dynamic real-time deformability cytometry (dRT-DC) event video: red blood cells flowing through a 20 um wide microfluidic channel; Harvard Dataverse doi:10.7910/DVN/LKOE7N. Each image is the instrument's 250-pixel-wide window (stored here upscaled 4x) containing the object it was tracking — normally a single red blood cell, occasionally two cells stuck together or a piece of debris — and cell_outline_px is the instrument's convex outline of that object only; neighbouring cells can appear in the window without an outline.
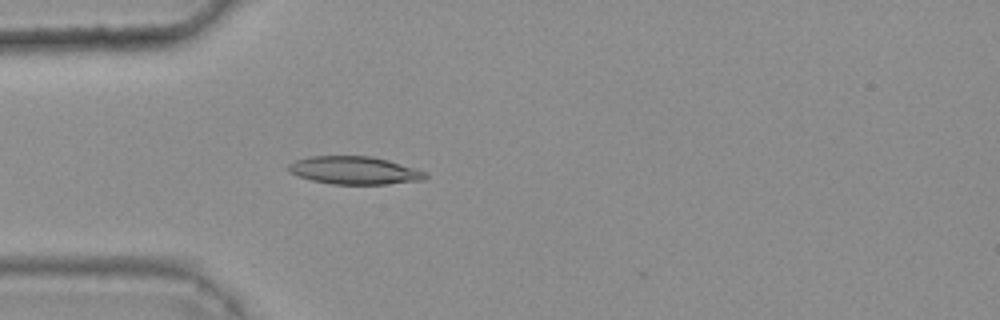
{"species": "common noctule bat (a hibernating species)", "species_latin": "Nyctalus noctula", "temperature_condition": "warm", "stored_images_in_passage": 17, "camera_frame_rate_fps": 3000, "um_per_image_px": 0.085, "animal": {"sex": "female", "body_mass_g": 25.1}, "frame": {"image": 1, "passage_image": 8, "time_ms": 2.333, "image_size_px": [1000, 320], "cell_outline_px": [[428, 176], [424, 180], [384, 184], [332, 184], [312, 180], [288, 172], [288, 164], [296, 160], [308, 156], [372, 156], [388, 160], [428, 172]], "centroid_in_image_um": [30.14, 14.48], "position_along_channel_um": 54.9, "area_um2": 22.25}}